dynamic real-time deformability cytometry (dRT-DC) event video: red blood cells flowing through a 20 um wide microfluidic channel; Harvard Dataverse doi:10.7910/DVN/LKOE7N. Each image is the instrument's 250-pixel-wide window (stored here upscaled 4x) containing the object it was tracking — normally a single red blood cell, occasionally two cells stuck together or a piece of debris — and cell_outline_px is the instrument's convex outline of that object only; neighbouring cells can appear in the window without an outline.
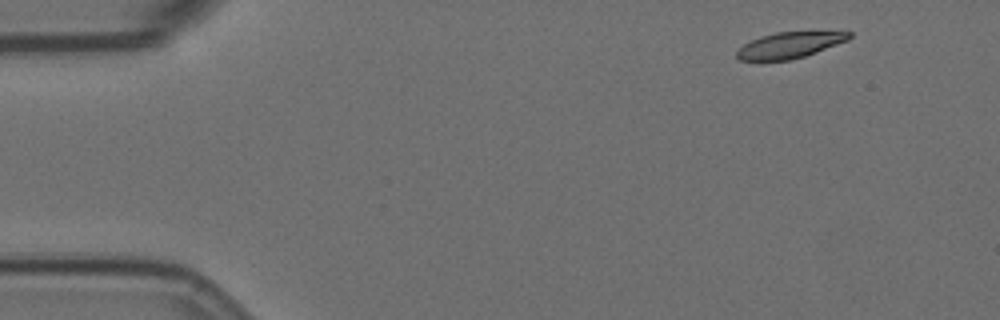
{"species": "Egyptian fruit bat (a non-hibernating species)", "species_latin": "Rousettus aegyptiacus", "temperature_condition": "room temperature", "stored_images_in_passage": 5, "camera_frame_rate_fps": 3000, "um_per_image_px": 0.085, "animal": {"sex": "female"}, "frame": {"image": 1, "passage_image": 1, "time_ms": 0.0, "image_size_px": [1000, 320], "cell_outline_px": [[852, 36], [848, 40], [816, 52], [804, 56], [788, 60], [740, 60], [736, 56], [736, 52], [744, 44], [760, 36], [776, 32], [852, 32]], "centroid_in_image_um": [67.11, 3.83], "position_along_channel_um": 17.9, "area_um2": 16.7}}
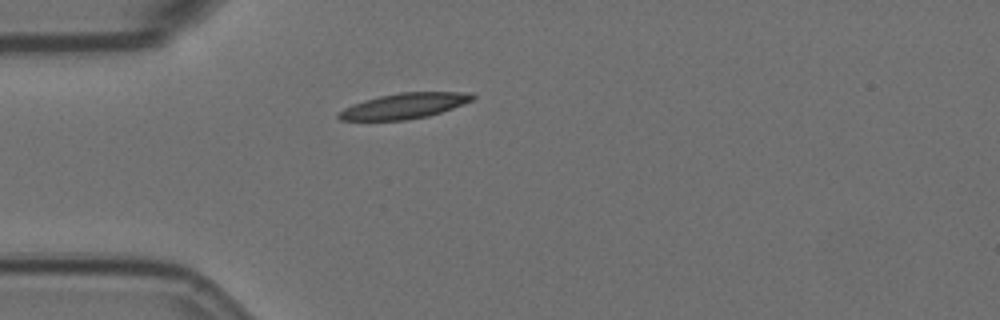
{"frame": {"image": 2, "passage_image": 4, "time_ms": 3.333, "image_size_px": [1000, 320], "cell_outline_px": [[476, 96], [472, 100], [452, 108], [428, 116], [404, 120], [340, 120], [336, 116], [344, 108], [352, 104], [364, 100], [380, 96], [400, 92], [468, 92]], "centroid_in_image_um": [34.35, 9.0], "position_along_channel_um": 50.7, "area_um2": 19.65}}